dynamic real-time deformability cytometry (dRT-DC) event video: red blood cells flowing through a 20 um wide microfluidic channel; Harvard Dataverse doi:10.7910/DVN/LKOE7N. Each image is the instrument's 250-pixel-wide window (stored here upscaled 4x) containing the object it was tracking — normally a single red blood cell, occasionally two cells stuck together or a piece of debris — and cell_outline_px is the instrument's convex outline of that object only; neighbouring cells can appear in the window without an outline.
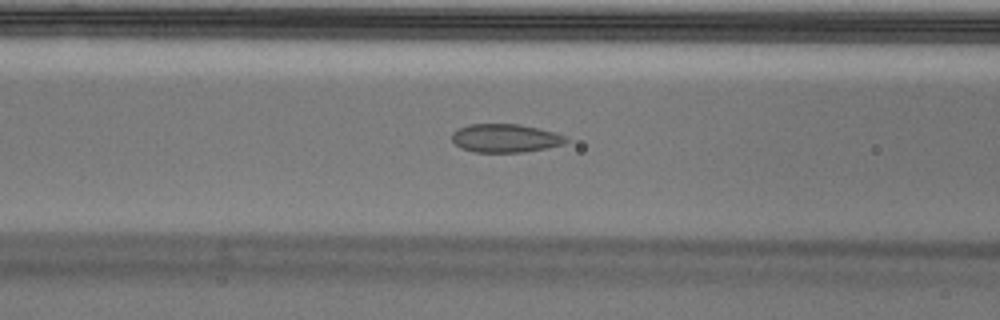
{"species": "Egyptian fruit bat (a non-hibernating species)", "species_latin": "Rousettus aegyptiacus", "temperature_condition": "cold", "stored_images_in_passage": 40, "camera_frame_rate_fps": 3000, "um_per_image_px": 0.085, "animal": {"sex": "male"}, "frame": {"image": 1, "passage_image": 6, "time_ms": 1.667, "image_size_px": [1000, 320], "cell_outline_px": [[568, 140], [564, 144], [524, 152], [476, 152], [460, 148], [452, 140], [452, 132], [468, 124], [520, 124], [556, 132], [564, 136]], "centroid_in_image_um": [42.94, 11.74], "position_along_channel_um": 123.7, "area_um2": 18.84}}
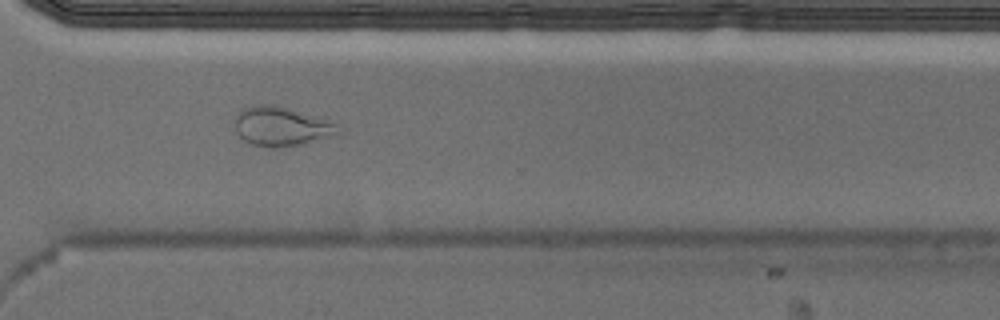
{"frame": {"image": 2, "passage_image": 25, "time_ms": 8.0, "image_size_px": [1000, 320], "cell_outline_px": [[340, 136], [304, 144], [280, 148], [268, 148], [252, 144], [244, 140], [236, 132], [236, 112], [244, 108], [260, 104], [272, 104], [288, 108], [328, 120], [336, 124], [340, 132]], "centroid_in_image_um": [23.95, 10.77], "position_along_channel_um": 346.6, "area_um2": 23.93}}
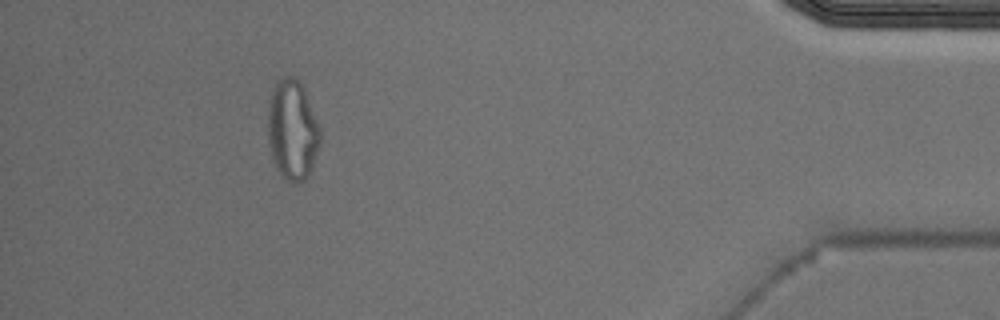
{"frame": {"image": 3, "passage_image": 35, "time_ms": 11.333, "image_size_px": [1000, 320], "cell_outline_px": [[320, 144], [312, 168], [308, 176], [304, 180], [296, 184], [280, 176], [272, 160], [268, 144], [268, 100], [276, 80], [284, 76], [292, 76], [300, 80], [304, 88], [320, 128]], "centroid_in_image_um": [24.84, 11.05], "position_along_channel_um": 410.4, "area_um2": 31.04}, "authors_computed_cell_mechanics": {"area_um2": 19.941, "velocity_mm_per_s": 3.5208, "shape_relaxation_time_tau1_ms": null, "shape_relaxation_time_tau2_ms": 1.733, "deformation_change_tau1": null, "deformation_change_tau2": 0.0669}}